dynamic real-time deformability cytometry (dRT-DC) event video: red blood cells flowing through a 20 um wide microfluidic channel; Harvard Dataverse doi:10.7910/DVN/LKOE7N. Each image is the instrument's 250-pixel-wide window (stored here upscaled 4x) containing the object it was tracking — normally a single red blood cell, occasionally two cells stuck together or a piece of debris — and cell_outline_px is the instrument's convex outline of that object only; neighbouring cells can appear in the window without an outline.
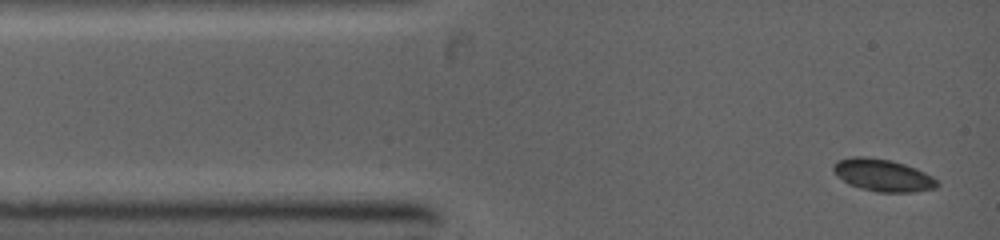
{"species": "common noctule bat (a hibernating species)", "species_latin": "Nyctalus noctula", "temperature_condition": "warm", "stored_images_in_passage": 19, "camera_frame_rate_fps": 5000, "um_per_image_px": 0.085, "animal": {"sex": "female", "body_mass_g": 19.0, "forearm_length_mm": 53.3}, "frame": {"image": 1, "passage_image": 1, "time_ms": 0.0, "image_size_px": [1000, 240], "cell_outline_px": [[940, 184], [936, 188], [912, 192], [876, 192], [860, 188], [848, 184], [836, 176], [832, 172], [832, 164], [836, 160], [852, 156], [864, 156], [888, 160], [904, 164], [916, 168], [932, 176]], "centroid_in_image_um": [74.98, 14.89], "position_along_channel_um": 10.0, "area_um2": 19.71}}
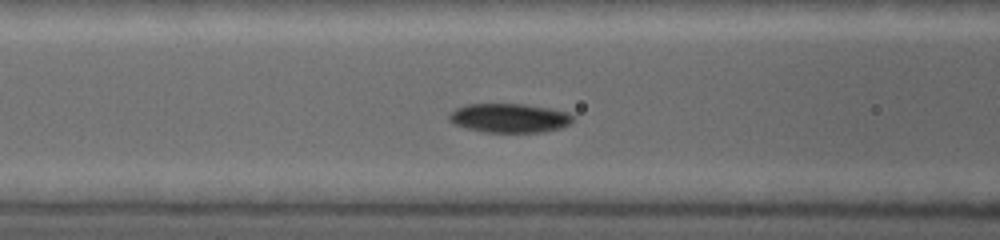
{"frame": {"image": 2, "passage_image": 14, "time_ms": 3.6, "image_size_px": [1000, 240], "cell_outline_px": [[572, 120], [568, 124], [560, 128], [544, 132], [484, 132], [468, 128], [456, 124], [448, 120], [448, 116], [456, 108], [468, 104], [524, 104], [548, 108], [568, 112], [572, 116]], "centroid_in_image_um": [43.29, 10.03], "position_along_channel_um": 123.3, "area_um2": 20.75}}
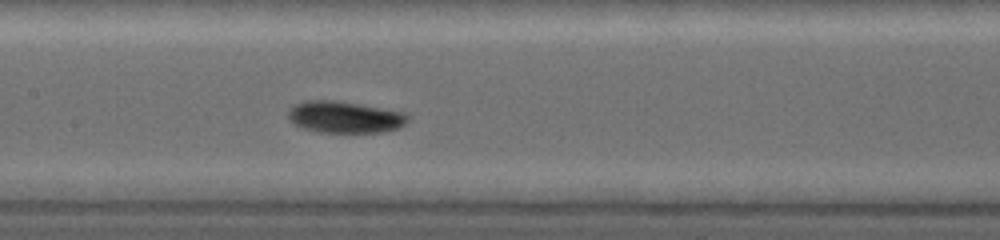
{"frame": {"image": 3, "passage_image": 19, "time_ms": 4.8, "image_size_px": [1000, 240], "cell_outline_px": [[408, 120], [400, 128], [380, 132], [320, 132], [304, 128], [296, 124], [288, 116], [288, 112], [296, 104], [308, 100], [332, 100], [404, 112], [408, 116]], "centroid_in_image_um": [29.33, 9.96], "position_along_channel_um": 178.1, "area_um2": 21.56}}